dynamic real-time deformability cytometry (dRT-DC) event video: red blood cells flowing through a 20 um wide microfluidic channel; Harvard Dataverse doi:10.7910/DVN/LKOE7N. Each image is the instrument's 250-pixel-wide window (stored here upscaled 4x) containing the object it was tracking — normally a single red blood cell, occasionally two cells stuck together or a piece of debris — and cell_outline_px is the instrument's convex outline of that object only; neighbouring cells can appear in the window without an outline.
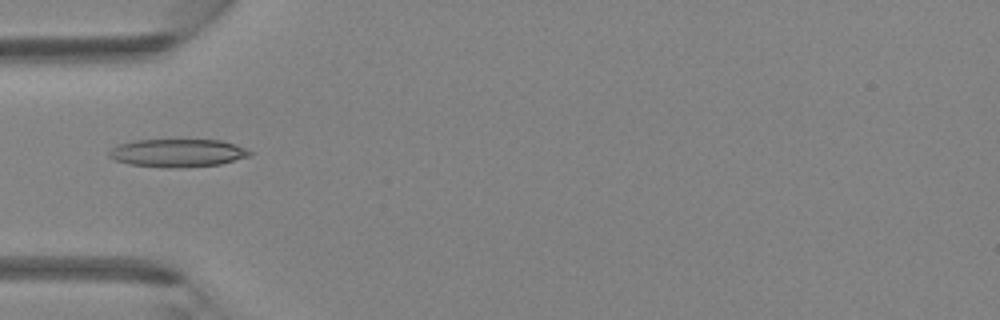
{"species": "Egyptian fruit bat (a non-hibernating species)", "species_latin": "Rousettus aegyptiacus", "temperature_condition": "room temperature", "stored_images_in_passage": 5, "camera_frame_rate_fps": 3000, "um_per_image_px": 0.085, "animal": {"sex": "female"}, "frame": {"image": 1, "passage_image": 4, "time_ms": 1.0, "image_size_px": [1000, 320], "cell_outline_px": [[252, 152], [248, 156], [220, 164], [168, 168], [128, 164], [116, 160], [108, 156], [108, 152], [112, 148], [120, 144], [132, 140], [220, 140], [236, 144]], "centroid_in_image_um": [15.06, 12.99], "position_along_channel_um": 69.9, "area_um2": 22.72}}
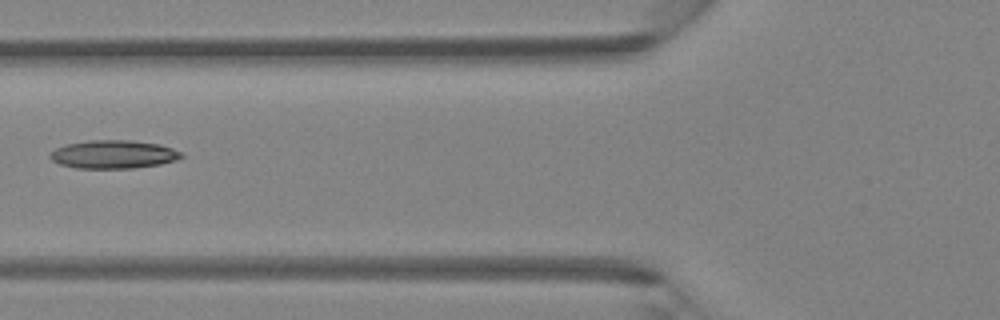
{"frame": {"image": 2, "passage_image": 5, "time_ms": 1.333, "image_size_px": [1000, 320], "cell_outline_px": [[184, 156], [176, 160], [160, 164], [132, 168], [76, 168], [60, 164], [52, 160], [48, 156], [56, 148], [68, 144], [88, 140], [128, 140], [160, 144], [184, 152]], "centroid_in_image_um": [9.68, 13.12], "position_along_channel_um": 116.1, "area_um2": 21.62}}